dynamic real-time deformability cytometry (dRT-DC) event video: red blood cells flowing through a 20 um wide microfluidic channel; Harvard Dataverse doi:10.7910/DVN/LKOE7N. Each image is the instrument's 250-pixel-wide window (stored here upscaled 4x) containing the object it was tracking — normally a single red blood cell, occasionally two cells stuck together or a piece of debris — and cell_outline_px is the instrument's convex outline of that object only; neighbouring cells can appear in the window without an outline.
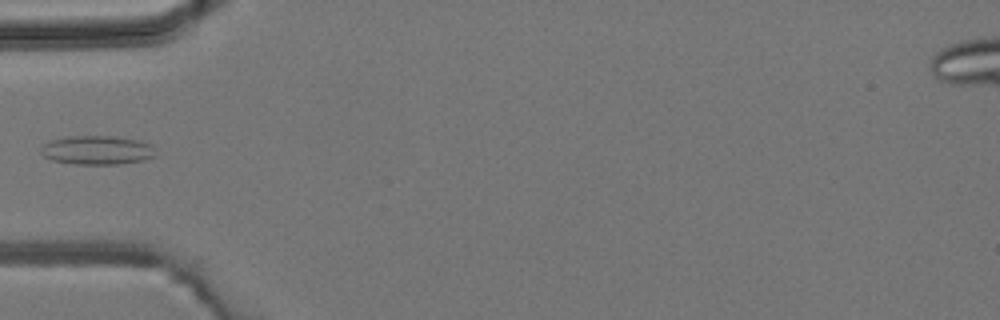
{"species": "common noctule bat (a hibernating species)", "species_latin": "Nyctalus noctula", "temperature_condition": "room temperature", "stored_images_in_passage": 2, "camera_frame_rate_fps": 3000, "um_per_image_px": 0.085, "animal": {"sex": "male", "body_mass_g": 19.2, "forearm_length_mm": 51.8}, "frame": {"image": 1, "passage_image": 2, "time_ms": 1.333, "image_size_px": [1000, 320], "cell_outline_px": [[156, 156], [144, 160], [120, 164], [76, 164], [52, 160], [44, 156], [40, 152], [40, 148], [44, 144], [52, 140], [68, 136], [116, 136], [140, 140], [152, 144]], "centroid_in_image_um": [8.28, 12.76], "position_along_channel_um": 76.7, "area_um2": 19.48}}